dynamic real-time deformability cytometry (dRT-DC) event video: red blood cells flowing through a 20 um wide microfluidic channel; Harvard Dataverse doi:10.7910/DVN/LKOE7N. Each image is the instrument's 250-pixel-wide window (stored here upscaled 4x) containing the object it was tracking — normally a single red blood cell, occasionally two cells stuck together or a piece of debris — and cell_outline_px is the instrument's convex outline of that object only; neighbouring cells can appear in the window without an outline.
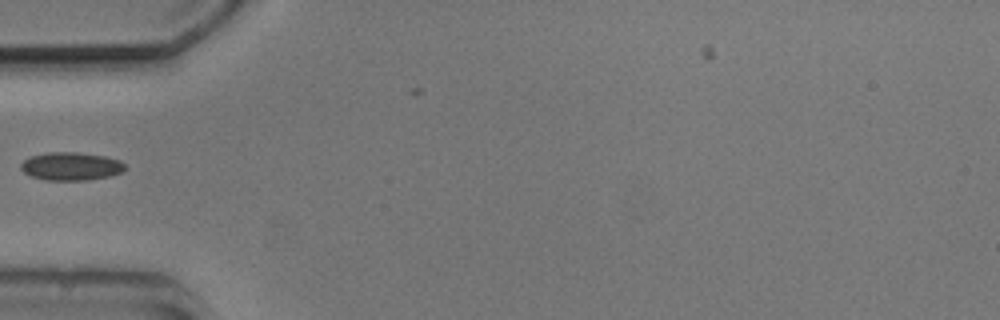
{"species": "common noctule bat (a hibernating species)", "species_latin": "Nyctalus noctula", "temperature_condition": "cold", "stored_images_in_passage": 1, "camera_frame_rate_fps": 3000, "um_per_image_px": 0.085, "animal": {"sex": "male", "body_mass_g": 20.5, "forearm_length_mm": 52.5}, "frame": {"image": 1, "passage_image": 1, "time_ms": 0.0, "image_size_px": [1000, 320], "cell_outline_px": [[124, 168], [120, 172], [108, 176], [88, 180], [44, 180], [32, 176], [24, 172], [20, 168], [20, 164], [24, 160], [32, 156], [48, 152], [80, 152], [104, 156], [120, 160], [124, 164]], "centroid_in_image_um": [6.01, 14.13], "position_along_channel_um": 79.0, "area_um2": 16.94}}